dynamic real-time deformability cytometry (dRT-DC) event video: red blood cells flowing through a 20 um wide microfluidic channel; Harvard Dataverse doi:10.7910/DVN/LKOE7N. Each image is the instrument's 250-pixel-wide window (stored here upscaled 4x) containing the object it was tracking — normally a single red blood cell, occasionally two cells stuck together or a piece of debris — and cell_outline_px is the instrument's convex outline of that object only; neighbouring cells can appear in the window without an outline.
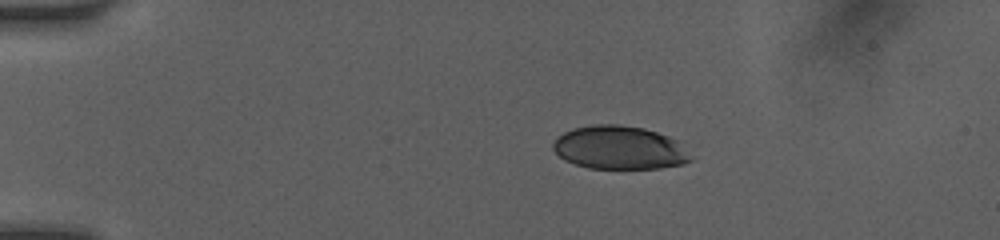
{"species": "human", "species_latin": "Homo sapiens", "temperature_condition": "room temperature", "stored_images_in_passage": 41, "camera_frame_rate_fps": 3000, "um_per_image_px": 0.085, "donor": {"sex": "female"}, "frame": {"image": 1, "passage_image": 1, "time_ms": 0.0, "image_size_px": [1000, 240], "cell_outline_px": [[696, 156], [692, 160], [684, 164], [660, 168], [588, 168], [564, 160], [552, 148], [552, 144], [556, 136], [572, 128], [596, 124], [620, 124], [644, 128], [668, 136], [676, 140]], "centroid_in_image_um": [52.68, 12.55], "position_along_channel_um": 32.3, "area_um2": 35.14}}
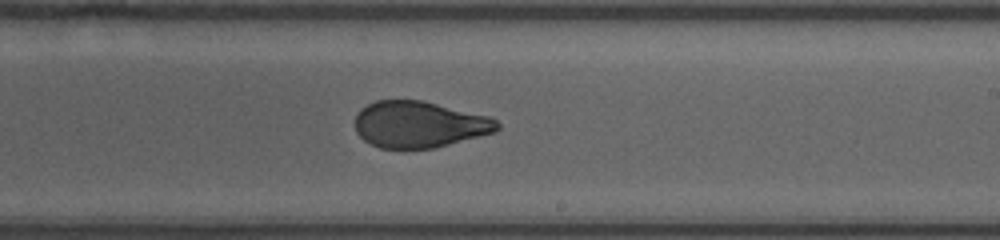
{"frame": {"image": 2, "passage_image": 22, "time_ms": 7.0, "image_size_px": [1000, 240], "cell_outline_px": [[500, 128], [496, 132], [432, 148], [380, 148], [364, 140], [356, 132], [356, 112], [360, 108], [376, 100], [420, 100], [488, 116], [496, 120], [500, 124]], "centroid_in_image_um": [35.62, 10.57], "position_along_channel_um": 253.4, "area_um2": 38.21}}
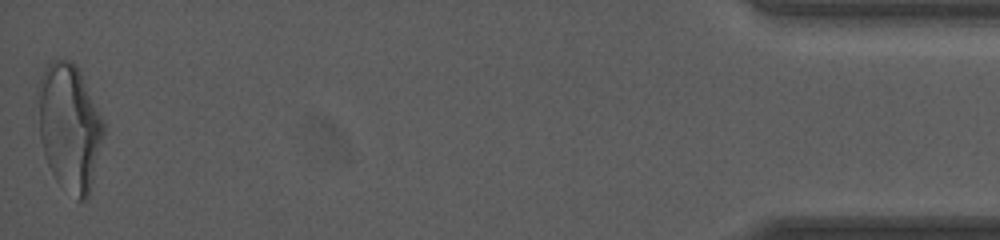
{"frame": {"image": 3, "passage_image": 41, "time_ms": 13.333, "image_size_px": [1000, 240], "cell_outline_px": [[104, 132], [88, 196], [84, 200], [76, 200], [56, 180], [44, 156], [40, 140], [36, 92], [36, 88], [40, 76], [44, 68], [52, 60], [72, 60], [76, 64], [104, 120]], "centroid_in_image_um": [5.86, 10.76], "position_along_channel_um": 429.3, "area_um2": 48.67}, "authors_computed_cell_mechanics": {"area_um2": 39.882, "velocity_mm_per_s": 4.1296, "shape_relaxation_time_tau1_ms": 5.7418, "shape_relaxation_time_tau2_ms": 0.7202, "deformation_change_tau1": 0.1977, "deformation_change_tau2": 0.0603}}